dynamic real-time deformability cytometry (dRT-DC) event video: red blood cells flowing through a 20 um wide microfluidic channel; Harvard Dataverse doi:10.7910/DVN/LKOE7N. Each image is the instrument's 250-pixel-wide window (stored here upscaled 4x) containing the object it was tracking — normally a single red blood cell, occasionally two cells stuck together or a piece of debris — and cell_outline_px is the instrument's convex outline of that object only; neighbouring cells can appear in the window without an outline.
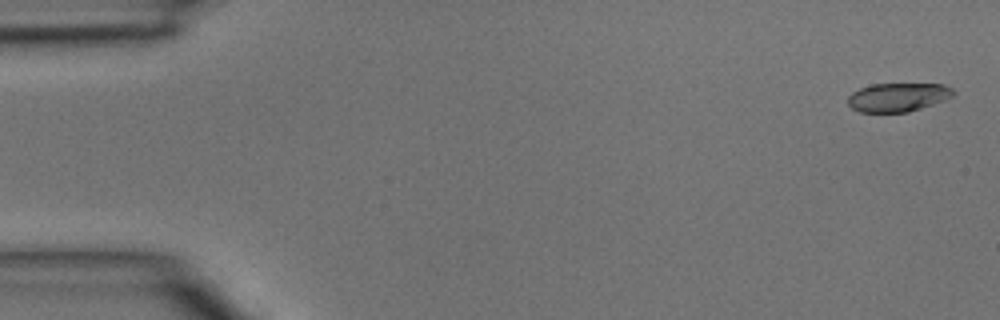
{"species": "common noctule bat (a hibernating species)", "species_latin": "Nyctalus noctula", "temperature_condition": "room temperature", "stored_images_in_passage": 4, "camera_frame_rate_fps": 3000, "um_per_image_px": 0.085, "animal": {"sex": "male", "body_mass_g": 15.6}, "frame": {"image": 1, "passage_image": 1, "time_ms": 0.0, "image_size_px": [1000, 320], "cell_outline_px": [[956, 92], [952, 96], [944, 100], [908, 112], [860, 112], [852, 108], [848, 104], [848, 96], [852, 92], [860, 88], [872, 84], [944, 84], [952, 88]], "centroid_in_image_um": [76.31, 8.26], "position_along_channel_um": 8.7, "area_um2": 17.57}}
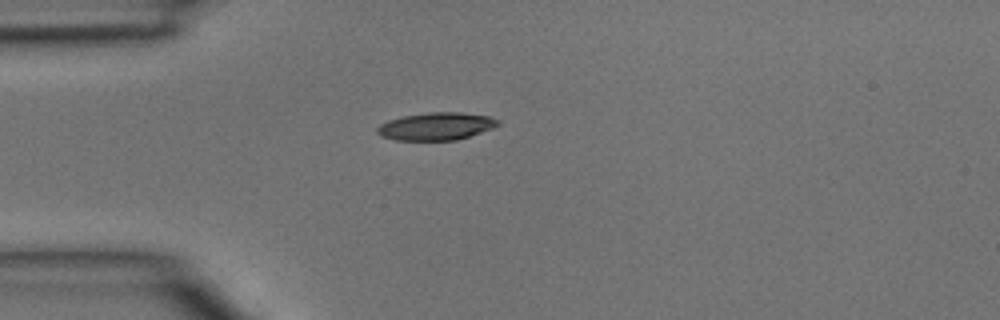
{"frame": {"image": 2, "passage_image": 4, "time_ms": 1.0, "image_size_px": [1000, 320], "cell_outline_px": [[500, 124], [492, 128], [456, 140], [396, 140], [380, 136], [376, 132], [376, 128], [380, 124], [388, 120], [400, 116], [428, 112], [460, 112], [488, 116], [500, 120]], "centroid_in_image_um": [37.03, 10.73], "position_along_channel_um": 48.0, "area_um2": 19.48}}